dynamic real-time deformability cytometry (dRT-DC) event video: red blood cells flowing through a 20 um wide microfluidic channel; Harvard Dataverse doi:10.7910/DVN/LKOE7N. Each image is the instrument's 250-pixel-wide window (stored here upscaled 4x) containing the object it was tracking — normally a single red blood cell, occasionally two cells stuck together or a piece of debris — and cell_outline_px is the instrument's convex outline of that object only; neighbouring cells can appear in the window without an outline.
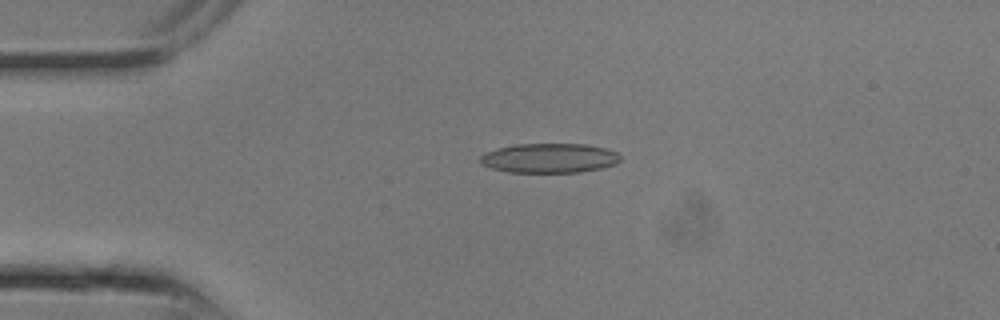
{"species": "common noctule bat (a hibernating species)", "species_latin": "Nyctalus noctula", "temperature_condition": "room temperature", "stored_images_in_passage": 9, "camera_frame_rate_fps": 3000, "um_per_image_px": 0.085, "animal": {"sex": "male", "body_mass_g": 13.3}, "frame": {"image": 1, "passage_image": 6, "time_ms": 1.667, "image_size_px": [1000, 320], "cell_outline_px": [[620, 160], [616, 164], [600, 168], [580, 172], [508, 172], [492, 168], [480, 164], [480, 156], [488, 152], [500, 148], [516, 144], [584, 144], [604, 148], [616, 152], [620, 156]], "centroid_in_image_um": [46.7, 13.44], "position_along_channel_um": 38.3, "area_um2": 23.87}}
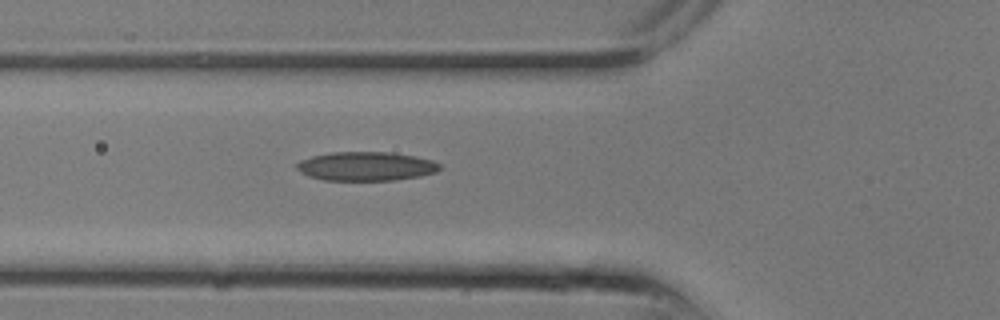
{"frame": {"image": 2, "passage_image": 9, "time_ms": 2.667, "image_size_px": [1000, 320], "cell_outline_px": [[440, 168], [436, 172], [420, 176], [392, 180], [324, 180], [312, 176], [296, 168], [296, 164], [300, 160], [312, 156], [332, 152], [388, 152], [412, 156], [432, 160], [440, 164]], "centroid_in_image_um": [31.13, 14.13], "position_along_channel_um": 94.7, "area_um2": 23.76}}